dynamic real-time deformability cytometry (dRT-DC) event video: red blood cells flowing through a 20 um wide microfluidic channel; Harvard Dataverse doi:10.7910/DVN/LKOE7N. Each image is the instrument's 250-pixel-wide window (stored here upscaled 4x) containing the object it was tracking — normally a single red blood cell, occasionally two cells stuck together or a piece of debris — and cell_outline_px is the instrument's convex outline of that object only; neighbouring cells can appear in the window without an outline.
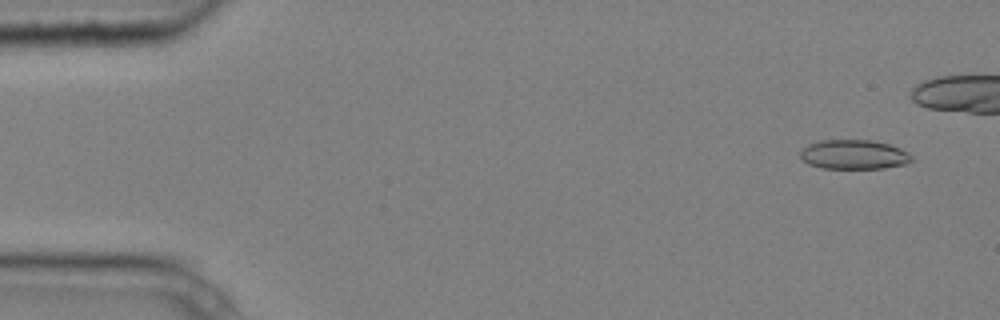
{"species": "common noctule bat (a hibernating species)", "species_latin": "Nyctalus noctula", "temperature_condition": "cold", "stored_images_in_passage": 9, "camera_frame_rate_fps": 3000, "um_per_image_px": 0.085, "animal": {"sex": "male", "body_mass_g": 20.4}, "frame": {"image": 1, "passage_image": 1, "time_ms": 0.0, "image_size_px": [1000, 320], "cell_outline_px": [[912, 160], [908, 164], [884, 168], [820, 168], [808, 164], [800, 156], [800, 152], [808, 144], [820, 140], [872, 140], [888, 144], [900, 148], [908, 152], [912, 156]], "centroid_in_image_um": [72.6, 13.14], "position_along_channel_um": 12.4, "area_um2": 19.13}}
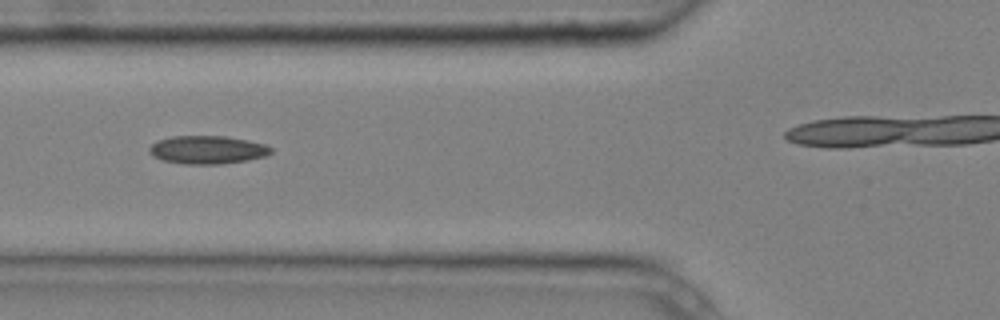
{"frame": {"image": 2, "passage_image": 6, "time_ms": 1.667, "image_size_px": [1000, 320], "cell_outline_px": [[272, 152], [264, 156], [248, 160], [220, 164], [184, 164], [160, 160], [152, 156], [148, 152], [148, 148], [156, 140], [172, 136], [228, 136], [248, 140], [264, 144], [272, 148]], "centroid_in_image_um": [17.58, 12.73], "position_along_channel_um": 108.2, "area_um2": 20.17}}
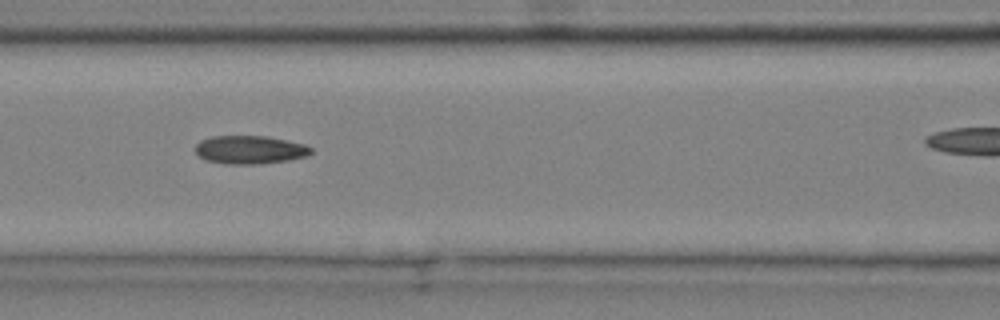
{"frame": {"image": 3, "passage_image": 7, "time_ms": 2.0, "image_size_px": [1000, 320], "cell_outline_px": [[312, 152], [308, 156], [288, 160], [260, 164], [224, 164], [204, 160], [196, 152], [196, 144], [200, 140], [212, 136], [268, 136], [288, 140], [304, 144], [312, 148]], "centroid_in_image_um": [21.25, 12.73], "position_along_channel_um": 145.4, "area_um2": 19.25}}